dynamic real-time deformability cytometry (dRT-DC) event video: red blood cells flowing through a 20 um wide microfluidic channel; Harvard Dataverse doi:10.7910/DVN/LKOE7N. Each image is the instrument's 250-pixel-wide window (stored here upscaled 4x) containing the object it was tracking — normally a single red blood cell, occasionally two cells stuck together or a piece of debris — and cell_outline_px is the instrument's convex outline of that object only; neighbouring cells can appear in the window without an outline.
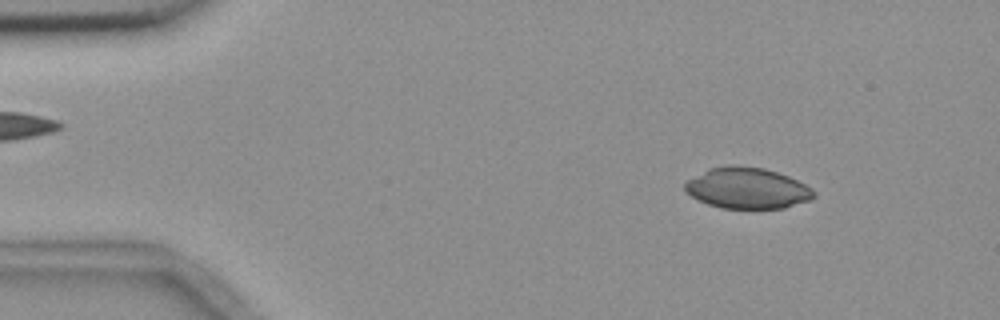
{"species": "common noctule bat (a hibernating species)", "species_latin": "Nyctalus noctula", "temperature_condition": "room temperature", "stored_images_in_passage": 5, "camera_frame_rate_fps": 3000, "um_per_image_px": 0.085, "animal": {"sex": "female", "body_mass_g": 18.4}, "frame": {"image": 1, "passage_image": 2, "time_ms": 1.0, "image_size_px": [1000, 320], "cell_outline_px": [[816, 196], [812, 200], [784, 208], [720, 208], [708, 204], [684, 192], [684, 184], [688, 180], [708, 168], [728, 164], [732, 164], [764, 168], [788, 176], [812, 188], [816, 192]], "centroid_in_image_um": [63.52, 15.99], "position_along_channel_um": 21.5, "area_um2": 30.98}}